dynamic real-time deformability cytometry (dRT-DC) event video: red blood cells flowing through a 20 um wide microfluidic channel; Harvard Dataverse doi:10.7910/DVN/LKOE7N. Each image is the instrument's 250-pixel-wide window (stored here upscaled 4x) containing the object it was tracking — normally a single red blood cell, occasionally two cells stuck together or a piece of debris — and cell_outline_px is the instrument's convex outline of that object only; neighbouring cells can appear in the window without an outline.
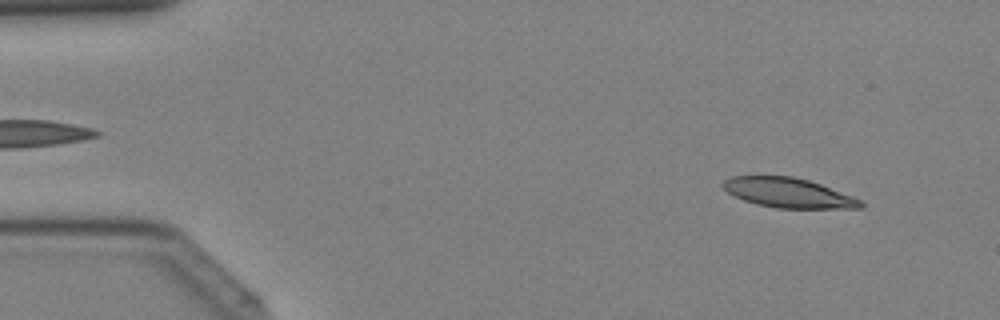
{"species": "Egyptian fruit bat (a non-hibernating species)", "species_latin": "Rousettus aegyptiacus", "temperature_condition": "cold", "stored_images_in_passage": 39, "camera_frame_rate_fps": 3000, "um_per_image_px": 0.085, "animal": {"sex": "female"}, "frame": {"image": 1, "passage_image": 3, "time_ms": 0.667, "image_size_px": [1000, 320], "cell_outline_px": [[864, 208], [776, 208], [756, 204], [744, 200], [728, 192], [720, 184], [724, 180], [732, 176], [792, 176], [808, 180], [820, 184], [852, 196], [860, 200], [864, 204]], "centroid_in_image_um": [67.0, 16.39], "position_along_channel_um": 18.0, "area_um2": 23.64}}
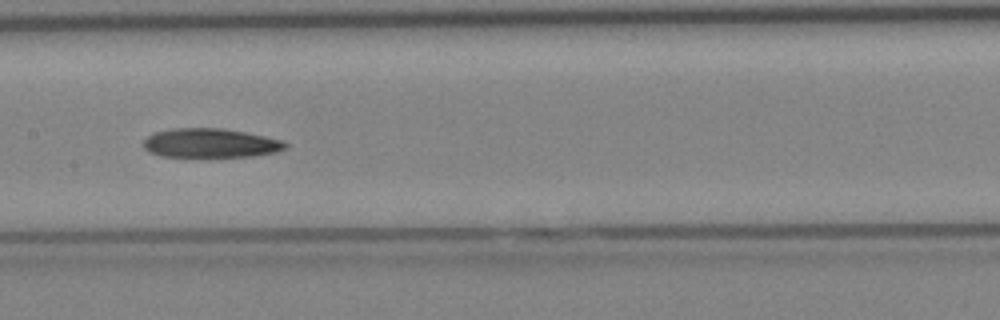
{"frame": {"image": 2, "passage_image": 19, "time_ms": 6.0, "image_size_px": [1000, 320], "cell_outline_px": [[288, 144], [284, 148], [276, 152], [252, 156], [160, 156], [148, 152], [144, 148], [144, 140], [152, 132], [176, 128], [220, 128], [244, 132], [284, 140]], "centroid_in_image_um": [17.86, 12.15], "position_along_channel_um": 189.5, "area_um2": 23.93}}
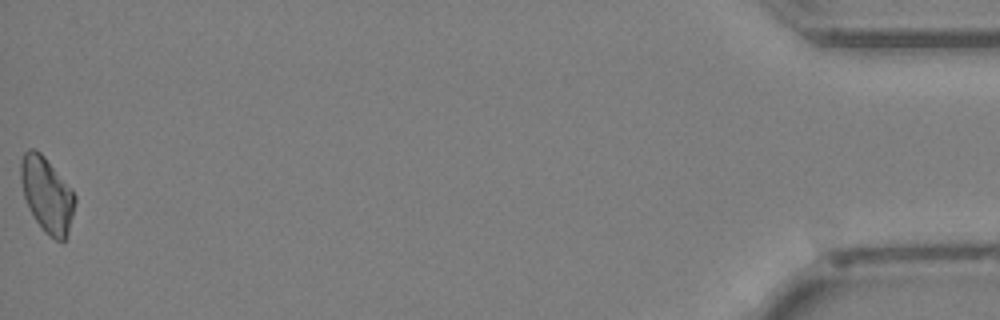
{"frame": {"image": 3, "passage_image": 39, "time_ms": 12.667, "image_size_px": [1000, 320], "cell_outline_px": [[76, 200], [68, 232], [64, 240], [56, 240], [44, 232], [36, 220], [24, 196], [20, 180], [20, 164], [24, 152], [28, 148], [32, 148], [40, 152], [44, 156], [76, 196]], "centroid_in_image_um": [3.97, 16.53], "position_along_channel_um": 431.2, "area_um2": 23.18}}